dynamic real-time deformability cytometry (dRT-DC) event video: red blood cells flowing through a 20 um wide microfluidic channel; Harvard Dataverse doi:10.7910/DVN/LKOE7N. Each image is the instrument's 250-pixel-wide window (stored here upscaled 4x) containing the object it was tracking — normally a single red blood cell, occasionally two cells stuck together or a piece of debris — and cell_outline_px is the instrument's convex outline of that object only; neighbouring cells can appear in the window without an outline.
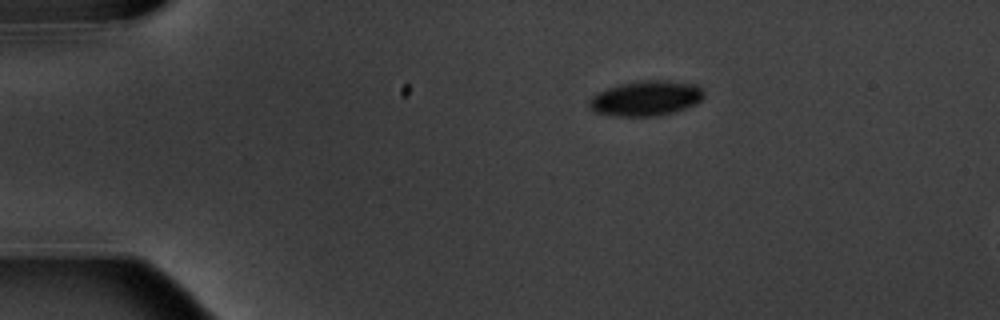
{"species": "common noctule bat (a hibernating species)", "species_latin": "Nyctalus noctula", "temperature_condition": "warm", "stored_images_in_passage": 3, "camera_frame_rate_fps": 3000, "um_per_image_px": 0.085, "animal": {"sex": "male", "body_mass_g": 20.1, "forearm_length_mm": 53.5}, "frame": {"image": 1, "passage_image": 1, "time_ms": 0.0, "image_size_px": [1000, 320], "cell_outline_px": [[704, 96], [696, 104], [672, 112], [656, 116], [616, 116], [596, 112], [588, 104], [588, 100], [592, 96], [608, 88], [620, 84], [648, 80], [668, 80], [696, 84], [704, 92]], "centroid_in_image_um": [54.92, 8.35], "position_along_channel_um": 30.1, "area_um2": 23.18}}